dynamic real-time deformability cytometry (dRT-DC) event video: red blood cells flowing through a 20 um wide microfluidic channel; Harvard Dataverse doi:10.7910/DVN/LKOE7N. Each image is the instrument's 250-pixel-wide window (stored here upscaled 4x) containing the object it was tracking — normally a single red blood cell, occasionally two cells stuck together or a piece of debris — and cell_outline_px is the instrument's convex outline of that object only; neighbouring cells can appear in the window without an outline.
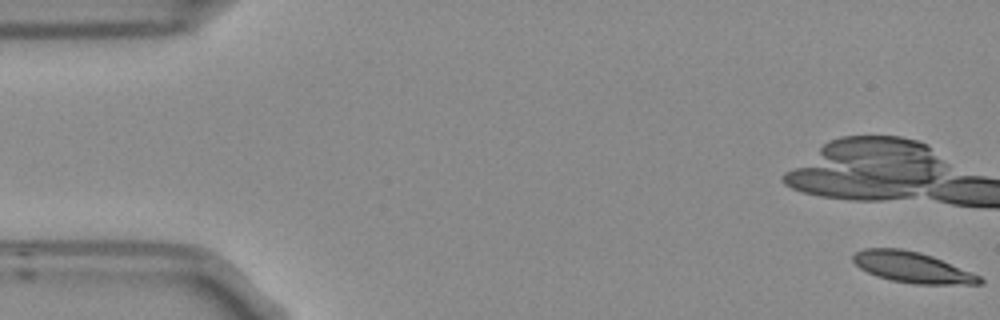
{"species": "Egyptian fruit bat (a non-hibernating species)", "species_latin": "Rousettus aegyptiacus", "temperature_condition": "room temperature", "stored_images_in_passage": 4, "camera_frame_rate_fps": 3000, "um_per_image_px": 0.085, "frame": {"image": 1, "passage_image": 1, "time_ms": 0.0, "image_size_px": [1000, 320], "cell_outline_px": [[984, 284], [912, 284], [892, 280], [876, 276], [860, 268], [852, 260], [852, 256], [856, 252], [864, 248], [900, 248], [920, 252], [932, 256], [980, 276], [984, 280]], "centroid_in_image_um": [77.53, 22.72], "position_along_channel_um": 7.5, "area_um2": 22.6}}